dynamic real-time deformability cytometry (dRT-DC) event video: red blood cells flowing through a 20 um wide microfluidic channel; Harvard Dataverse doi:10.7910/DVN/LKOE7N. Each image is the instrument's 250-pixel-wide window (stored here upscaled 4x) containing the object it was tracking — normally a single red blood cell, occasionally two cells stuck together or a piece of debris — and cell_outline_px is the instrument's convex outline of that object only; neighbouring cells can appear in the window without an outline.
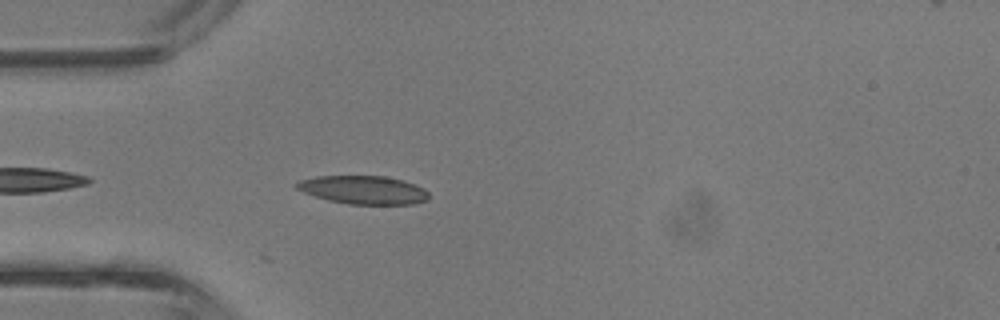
{"species": "common noctule bat (a hibernating species)", "species_latin": "Nyctalus noctula", "temperature_condition": "room temperature", "stored_images_in_passage": 2, "camera_frame_rate_fps": 3000, "um_per_image_px": 0.085, "animal": {"sex": "male", "body_mass_g": 13.3}, "frame": {"image": 1, "passage_image": 2, "time_ms": 0.333, "image_size_px": [1000, 320], "cell_outline_px": [[428, 200], [412, 204], [348, 204], [328, 200], [304, 192], [296, 188], [292, 184], [300, 180], [316, 176], [384, 176], [400, 180], [424, 188], [428, 192]], "centroid_in_image_um": [30.86, 16.14], "position_along_channel_um": 54.1, "area_um2": 21.68}}